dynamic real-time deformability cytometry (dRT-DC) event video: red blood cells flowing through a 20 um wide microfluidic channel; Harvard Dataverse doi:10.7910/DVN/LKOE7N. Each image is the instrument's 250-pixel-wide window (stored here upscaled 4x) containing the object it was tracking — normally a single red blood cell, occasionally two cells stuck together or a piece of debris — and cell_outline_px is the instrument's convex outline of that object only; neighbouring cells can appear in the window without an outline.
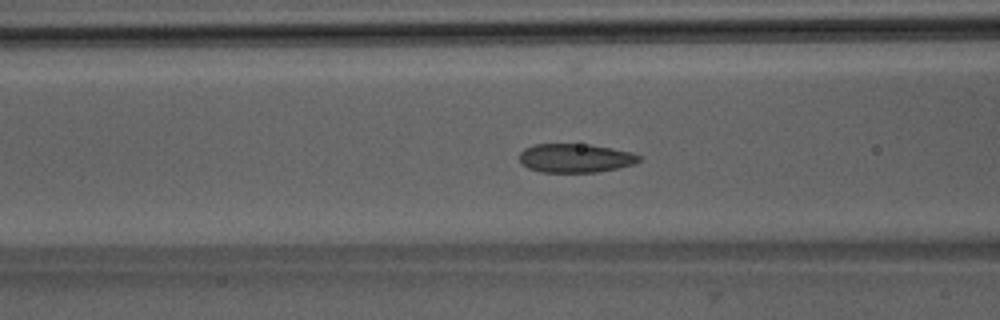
{"species": "Egyptian fruit bat (a non-hibernating species)", "species_latin": "Rousettus aegyptiacus", "temperature_condition": "room temperature", "stored_images_in_passage": 52, "camera_frame_rate_fps": 3000, "um_per_image_px": 0.085, "animal": {"sex": "male"}, "frame": {"image": 1, "passage_image": 21, "time_ms": 6.667, "image_size_px": [1000, 320], "cell_outline_px": [[640, 160], [636, 164], [596, 172], [540, 172], [528, 168], [520, 164], [520, 152], [524, 148], [532, 144], [592, 144], [632, 152], [640, 156]], "centroid_in_image_um": [48.88, 13.43], "position_along_channel_um": 117.7, "area_um2": 20.29}}
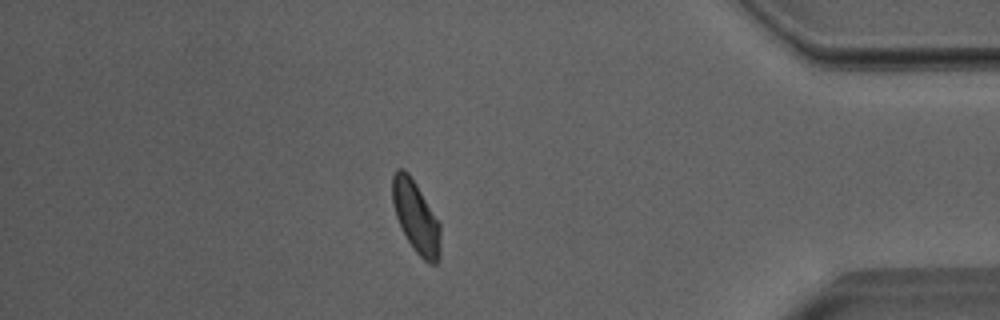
{"frame": {"image": 2, "passage_image": 45, "time_ms": 14.667, "image_size_px": [1000, 320], "cell_outline_px": [[440, 256], [436, 264], [428, 264], [416, 252], [408, 240], [396, 216], [392, 200], [392, 176], [396, 168], [404, 168], [408, 172], [416, 184], [440, 224]], "centroid_in_image_um": [35.35, 18.43], "position_along_channel_um": 399.8, "area_um2": 19.88}}
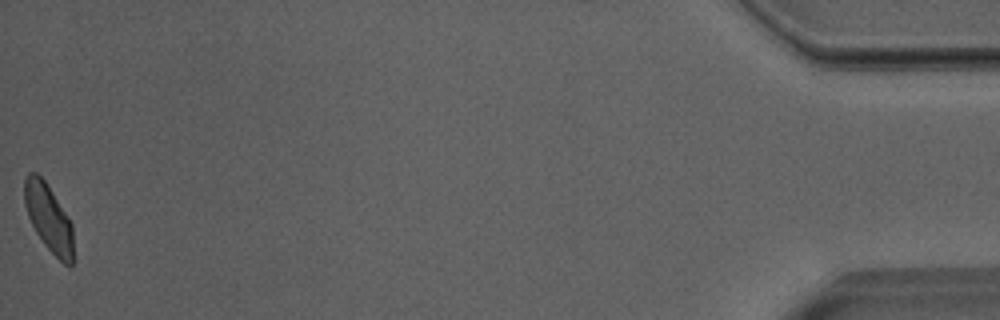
{"frame": {"image": 3, "passage_image": 52, "time_ms": 17.0, "image_size_px": [1000, 320], "cell_outline_px": [[72, 264], [64, 264], [44, 244], [36, 232], [28, 216], [24, 204], [24, 176], [28, 172], [36, 172], [44, 180], [52, 192], [72, 224]], "centroid_in_image_um": [4.09, 18.48], "position_along_channel_um": 431.1, "area_um2": 18.79}, "authors_computed_cell_mechanics": {"area_um2": 20.3167, "velocity_mm_per_s": 3.9832, "shape_relaxation_time_tau1_ms": 3.8403, "shape_relaxation_time_tau2_ms": 1.2004, "deformation_change_tau1": 0.1107, "deformation_change_tau2": 0.0424}}